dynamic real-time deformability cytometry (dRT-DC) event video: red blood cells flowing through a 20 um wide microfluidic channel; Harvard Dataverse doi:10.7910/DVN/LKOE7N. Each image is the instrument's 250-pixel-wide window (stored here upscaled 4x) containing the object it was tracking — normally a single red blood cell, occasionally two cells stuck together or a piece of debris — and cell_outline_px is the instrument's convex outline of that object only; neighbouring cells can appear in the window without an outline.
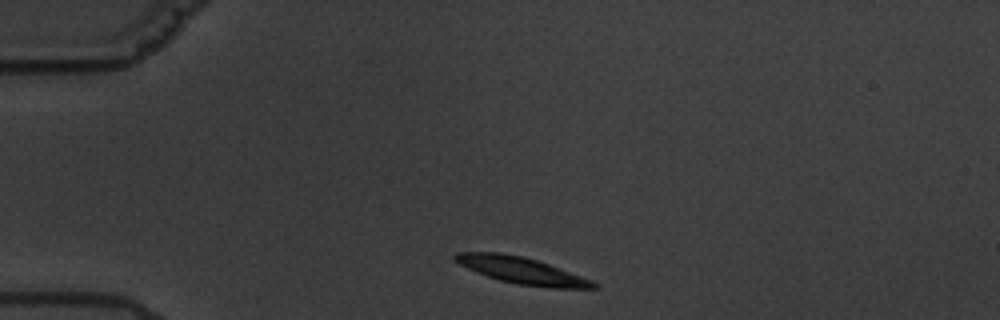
{"species": "common noctule bat (a hibernating species)", "species_latin": "Nyctalus noctula", "temperature_condition": "warm", "stored_images_in_passage": 2, "camera_frame_rate_fps": 3000, "um_per_image_px": 0.085, "animal": {"sex": "male", "body_mass_g": 19.5, "forearm_length_mm": 54.6}, "frame": {"image": 1, "passage_image": 1, "time_ms": 0.0, "image_size_px": [1000, 320], "cell_outline_px": [[600, 288], [548, 288], [520, 284], [500, 280], [476, 272], [452, 260], [452, 256], [456, 252], [500, 252], [520, 256], [536, 260], [548, 264], [592, 280], [600, 284]], "centroid_in_image_um": [44.34, 22.99], "position_along_channel_um": 40.7, "area_um2": 21.33}}